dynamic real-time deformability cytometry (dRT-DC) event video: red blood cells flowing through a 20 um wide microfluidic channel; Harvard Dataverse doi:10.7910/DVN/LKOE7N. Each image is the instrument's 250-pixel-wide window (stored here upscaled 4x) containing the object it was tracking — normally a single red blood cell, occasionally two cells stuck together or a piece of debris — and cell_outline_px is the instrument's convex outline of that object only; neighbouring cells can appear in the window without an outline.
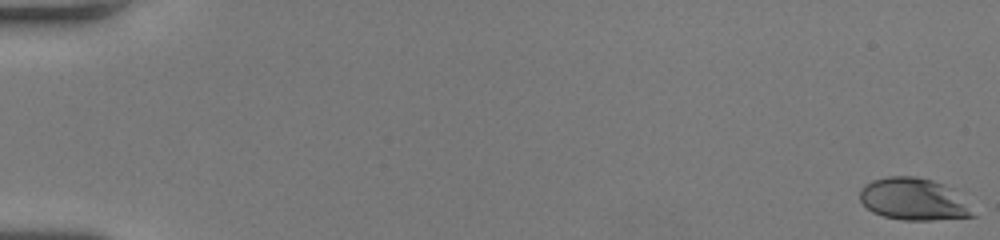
{"species": "human", "species_latin": "Homo sapiens", "temperature_condition": "room temperature", "stored_images_in_passage": 54, "camera_frame_rate_fps": 3000, "um_per_image_px": 0.085, "donor": {"sex": "female"}, "frame": {"image": 1, "passage_image": 1, "time_ms": 0.0, "image_size_px": [1000, 240], "cell_outline_px": [[976, 216], [932, 220], [904, 220], [884, 216], [872, 212], [860, 200], [860, 188], [864, 184], [872, 180], [888, 176], [916, 176], [932, 180], [944, 184]], "centroid_in_image_um": [77.54, 16.92], "position_along_channel_um": 7.5, "area_um2": 27.05}}
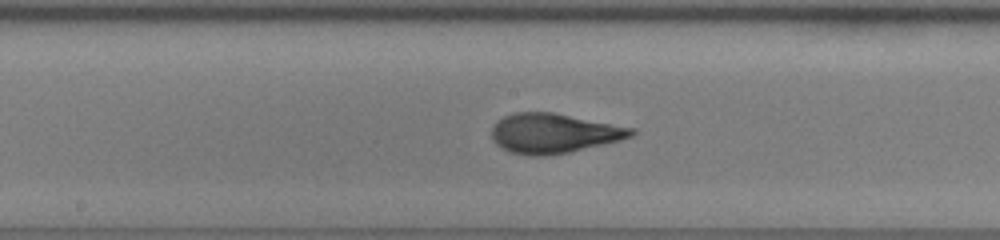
{"frame": {"image": 2, "passage_image": 30, "time_ms": 9.667, "image_size_px": [1000, 240], "cell_outline_px": [[636, 132], [632, 136], [620, 140], [568, 152], [544, 156], [528, 156], [512, 152], [500, 148], [492, 140], [492, 128], [496, 120], [504, 116], [516, 112], [552, 112], [636, 128]], "centroid_in_image_um": [47.04, 11.32], "position_along_channel_um": 201.2, "area_um2": 32.31}}
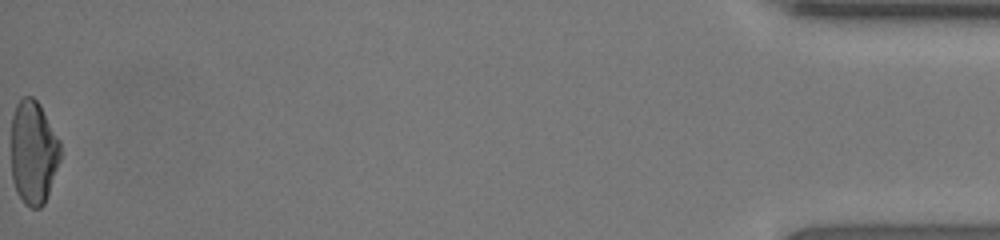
{"frame": {"image": 3, "passage_image": 54, "time_ms": 17.667, "image_size_px": [1000, 240], "cell_outline_px": [[60, 160], [44, 204], [40, 208], [32, 208], [24, 204], [16, 192], [12, 180], [12, 116], [16, 104], [24, 96], [32, 96], [40, 104], [60, 140]], "centroid_in_image_um": [2.84, 12.95], "position_along_channel_um": 432.4, "area_um2": 29.82}, "authors_computed_cell_mechanics": {"area_um2": 30.634, "velocity_mm_per_s": 4.0756, "shape_relaxation_time_tau1_ms": 6.9639, "shape_relaxation_time_tau2_ms": null, "deformation_change_tau1": 0.2824, "deformation_change_tau2": null}}